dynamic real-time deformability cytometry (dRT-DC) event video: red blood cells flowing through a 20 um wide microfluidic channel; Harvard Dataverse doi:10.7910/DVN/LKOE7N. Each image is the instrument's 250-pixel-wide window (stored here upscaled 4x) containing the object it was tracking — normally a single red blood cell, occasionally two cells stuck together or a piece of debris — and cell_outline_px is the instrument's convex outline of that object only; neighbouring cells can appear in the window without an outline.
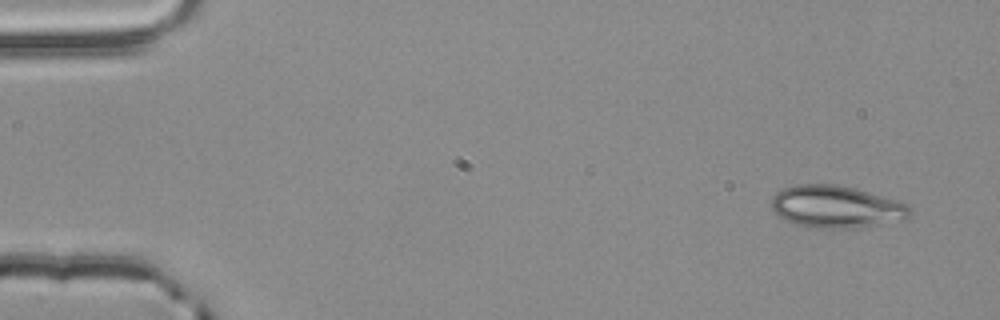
{"species": "common noctule bat (a hibernating species)", "species_latin": "Nyctalus noctula", "temperature_condition": "room temperature", "stored_images_in_passage": 3, "camera_frame_rate_fps": 3000, "um_per_image_px": 0.085, "animal": {"sex": "male", "body_mass_g": 20.4}, "frame": {"image": 1, "passage_image": 1, "time_ms": 0.0, "image_size_px": [1000, 320], "cell_outline_px": [[912, 212], [904, 220], [884, 224], [852, 228], [808, 228], [784, 220], [772, 208], [772, 196], [780, 188], [796, 184], [836, 184], [856, 188], [896, 200], [908, 204]], "centroid_in_image_um": [71.07, 17.57], "position_along_channel_um": 13.9, "area_um2": 34.45}}